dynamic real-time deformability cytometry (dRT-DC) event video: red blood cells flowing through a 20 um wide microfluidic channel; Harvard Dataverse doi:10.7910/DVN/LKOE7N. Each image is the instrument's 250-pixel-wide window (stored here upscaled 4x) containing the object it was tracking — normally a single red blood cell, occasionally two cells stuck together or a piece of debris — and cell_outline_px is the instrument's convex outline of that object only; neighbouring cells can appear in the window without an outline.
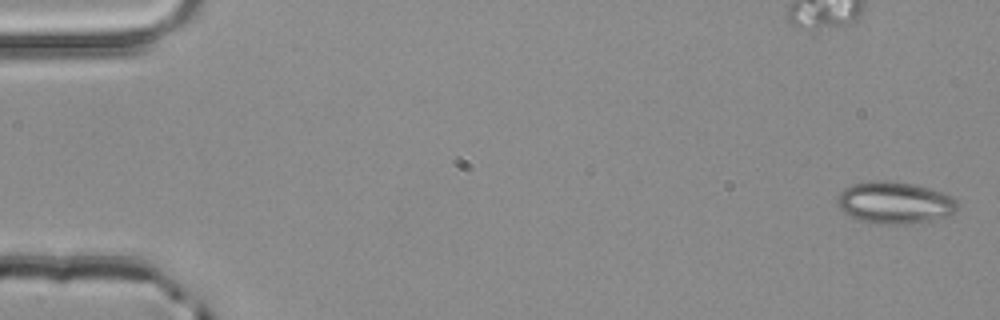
{"species": "common noctule bat (a hibernating species)", "species_latin": "Nyctalus noctula", "temperature_condition": "room temperature", "stored_images_in_passage": 4, "camera_frame_rate_fps": 3000, "um_per_image_px": 0.085, "animal": {"sex": "male", "body_mass_g": 20.4}, "frame": {"image": 1, "passage_image": 1, "time_ms": 0.0, "image_size_px": [1000, 320], "cell_outline_px": [[960, 208], [956, 212], [948, 216], [936, 220], [908, 224], [884, 224], [856, 220], [844, 212], [836, 204], [836, 196], [844, 188], [852, 184], [868, 180], [888, 180], [912, 184], [940, 192], [952, 196], [960, 204]], "centroid_in_image_um": [76.05, 17.23], "position_along_channel_um": 9.0, "area_um2": 29.88}}